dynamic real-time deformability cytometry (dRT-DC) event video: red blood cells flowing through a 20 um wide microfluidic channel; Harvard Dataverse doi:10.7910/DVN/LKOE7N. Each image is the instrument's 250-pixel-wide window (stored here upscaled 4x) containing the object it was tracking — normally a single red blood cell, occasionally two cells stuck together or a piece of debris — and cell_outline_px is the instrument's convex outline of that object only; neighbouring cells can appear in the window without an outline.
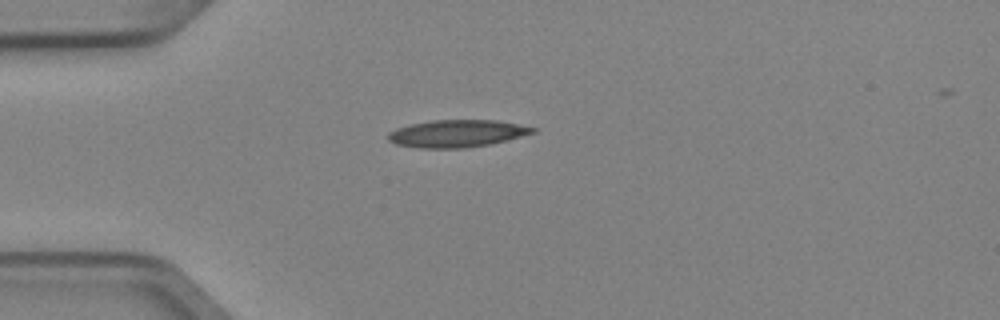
{"species": "Egyptian fruit bat (a non-hibernating species)", "species_latin": "Rousettus aegyptiacus", "temperature_condition": "cold", "stored_images_in_passage": 2, "camera_frame_rate_fps": 3000, "um_per_image_px": 0.085, "animal": {"sex": "female"}, "frame": {"image": 1, "passage_image": 1, "time_ms": 0.0, "image_size_px": [1000, 320], "cell_outline_px": [[536, 132], [488, 144], [464, 148], [420, 148], [396, 144], [388, 140], [388, 132], [396, 128], [412, 124], [432, 120], [496, 120], [536, 128]], "centroid_in_image_um": [38.79, 11.34], "position_along_channel_um": 46.2, "area_um2": 22.72}}